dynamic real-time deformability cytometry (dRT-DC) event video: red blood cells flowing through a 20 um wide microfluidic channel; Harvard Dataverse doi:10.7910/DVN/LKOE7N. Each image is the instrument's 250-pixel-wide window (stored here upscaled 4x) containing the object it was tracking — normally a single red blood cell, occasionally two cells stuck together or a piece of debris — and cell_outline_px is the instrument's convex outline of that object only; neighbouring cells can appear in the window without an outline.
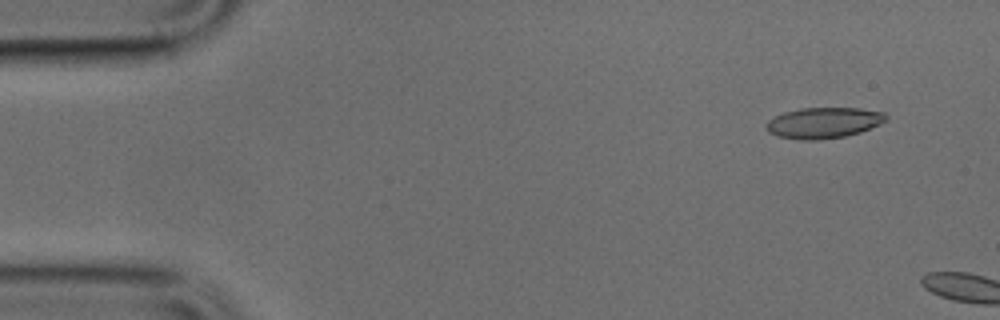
{"species": "common noctule bat (a hibernating species)", "species_latin": "Nyctalus noctula", "temperature_condition": "cold", "stored_images_in_passage": 3, "camera_frame_rate_fps": 3000, "um_per_image_px": 0.085, "animal": {"sex": "male", "body_mass_g": 17.9, "forearm_length_mm": 54.2}, "frame": {"image": 1, "passage_image": 1, "time_ms": 0.0, "image_size_px": [1000, 320], "cell_outline_px": [[888, 120], [860, 132], [844, 136], [816, 140], [804, 140], [780, 136], [768, 132], [764, 124], [768, 120], [784, 112], [800, 108], [860, 108], [884, 112], [888, 116]], "centroid_in_image_um": [70.01, 10.42], "position_along_channel_um": 15.0, "area_um2": 21.44}}